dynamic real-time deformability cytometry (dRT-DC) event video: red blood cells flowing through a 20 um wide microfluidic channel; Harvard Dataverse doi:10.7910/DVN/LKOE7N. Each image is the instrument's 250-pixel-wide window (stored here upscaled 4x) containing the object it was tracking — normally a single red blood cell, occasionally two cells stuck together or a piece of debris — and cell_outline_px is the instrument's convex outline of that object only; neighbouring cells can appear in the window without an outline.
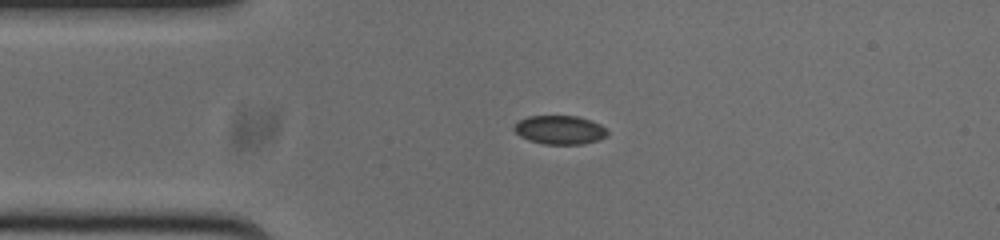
{"species": "common noctule bat (a hibernating species)", "species_latin": "Nyctalus noctula", "temperature_condition": "cold", "stored_images_in_passage": 52, "camera_frame_rate_fps": 3000, "um_per_image_px": 0.085, "animal": {"sex": "male", "body_mass_g": 20.0, "forearm_length_mm": 53.3}, "frame": {"image": 1, "passage_image": 10, "time_ms": 3.0, "image_size_px": [1000, 240], "cell_outline_px": [[608, 136], [600, 140], [584, 144], [544, 144], [528, 140], [520, 136], [512, 128], [520, 120], [528, 116], [576, 116], [600, 124], [608, 132]], "centroid_in_image_um": [47.59, 11.05], "position_along_channel_um": 37.4, "area_um2": 15.61}}
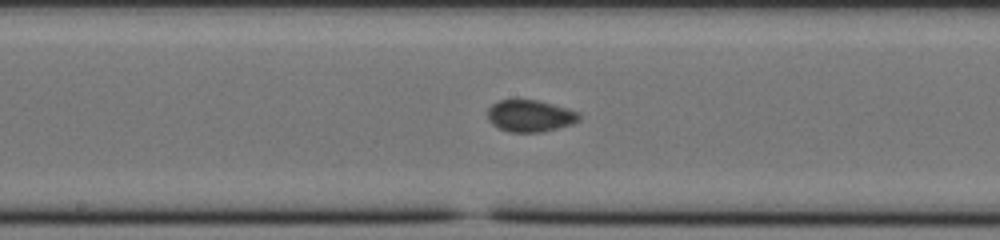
{"frame": {"image": 2, "passage_image": 25, "time_ms": 8.0, "image_size_px": [1000, 240], "cell_outline_px": [[580, 120], [572, 124], [544, 132], [508, 132], [492, 124], [488, 120], [488, 108], [492, 104], [500, 100], [536, 100], [568, 108], [580, 112]], "centroid_in_image_um": [45.08, 9.86], "position_along_channel_um": 203.1, "area_um2": 17.05}}
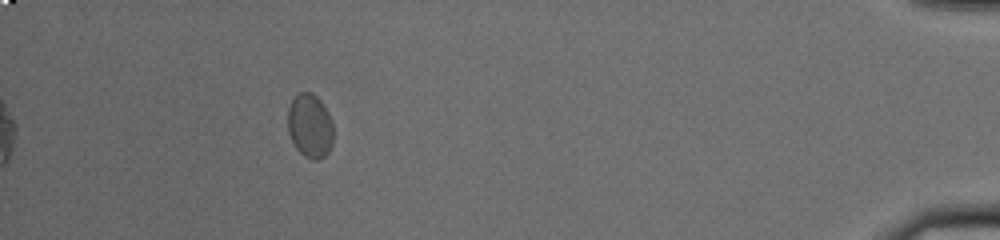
{"frame": {"image": 3, "passage_image": 47, "time_ms": 15.333, "image_size_px": [1000, 240], "cell_outline_px": [[332, 144], [328, 152], [320, 160], [312, 160], [304, 156], [296, 148], [288, 132], [288, 108], [292, 100], [300, 92], [312, 92], [320, 100], [328, 112], [332, 120]], "centroid_in_image_um": [26.35, 10.71], "position_along_channel_um": 408.9, "area_um2": 16.99}, "authors_computed_cell_mechanics": {"area_um2": 16.6175, "velocity_mm_per_s": 3.7326, "shape_relaxation_time_tau1_ms": 6.3439, "shape_relaxation_time_tau2_ms": 1.0612, "deformation_change_tau1": 0.0873, "deformation_change_tau2": 0.0445}}